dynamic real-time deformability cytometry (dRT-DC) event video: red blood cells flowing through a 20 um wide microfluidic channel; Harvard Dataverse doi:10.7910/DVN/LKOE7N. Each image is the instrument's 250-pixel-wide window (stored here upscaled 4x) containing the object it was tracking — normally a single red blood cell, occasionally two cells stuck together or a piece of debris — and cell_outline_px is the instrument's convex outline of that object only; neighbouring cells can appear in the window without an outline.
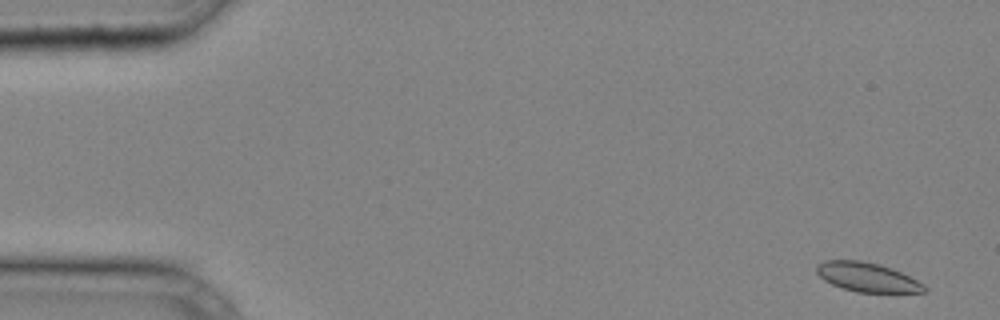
{"species": "common noctule bat (a hibernating species)", "species_latin": "Nyctalus noctula", "temperature_condition": "cold", "stored_images_in_passage": 38, "camera_frame_rate_fps": 3000, "um_per_image_px": 0.085, "animal": {"sex": "male", "body_mass_g": 20.4}, "frame": {"image": 1, "passage_image": 2, "time_ms": 0.333, "image_size_px": [1000, 320], "cell_outline_px": [[928, 292], [856, 292], [832, 284], [824, 280], [816, 272], [816, 264], [824, 260], [860, 260], [880, 264], [892, 268], [924, 284], [928, 288]], "centroid_in_image_um": [73.71, 23.55], "position_along_channel_um": 11.3, "area_um2": 18.32}}
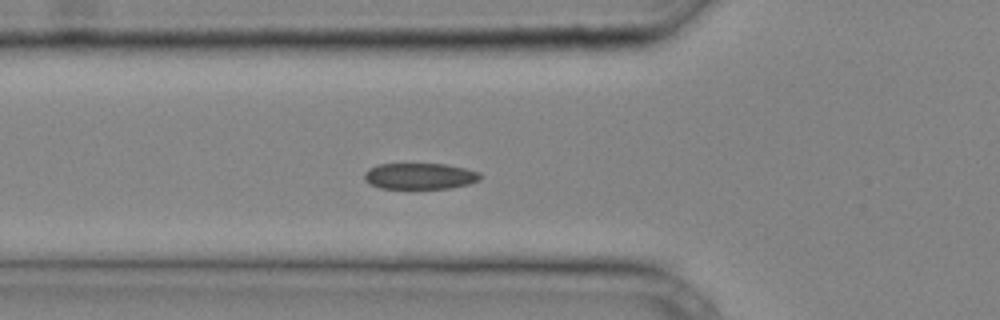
{"frame": {"image": 2, "passage_image": 14, "time_ms": 4.333, "image_size_px": [1000, 320], "cell_outline_px": [[480, 180], [468, 184], [448, 188], [380, 188], [368, 184], [364, 180], [364, 172], [368, 168], [380, 164], [448, 164], [480, 172]], "centroid_in_image_um": [35.65, 14.96], "position_along_channel_um": 90.1, "area_um2": 17.69}}
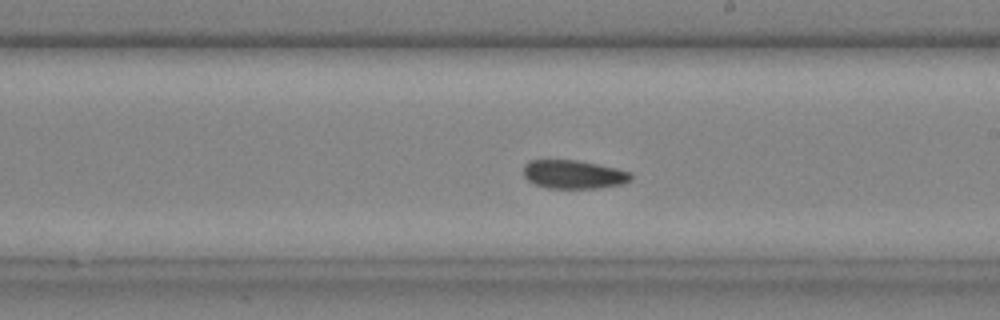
{"frame": {"image": 3, "passage_image": 23, "time_ms": 7.333, "image_size_px": [1000, 320], "cell_outline_px": [[632, 180], [624, 184], [600, 188], [548, 188], [536, 184], [528, 180], [524, 176], [524, 164], [528, 160], [576, 160], [616, 168], [632, 172]], "centroid_in_image_um": [48.79, 14.83], "position_along_channel_um": 240.2, "area_um2": 17.98}}